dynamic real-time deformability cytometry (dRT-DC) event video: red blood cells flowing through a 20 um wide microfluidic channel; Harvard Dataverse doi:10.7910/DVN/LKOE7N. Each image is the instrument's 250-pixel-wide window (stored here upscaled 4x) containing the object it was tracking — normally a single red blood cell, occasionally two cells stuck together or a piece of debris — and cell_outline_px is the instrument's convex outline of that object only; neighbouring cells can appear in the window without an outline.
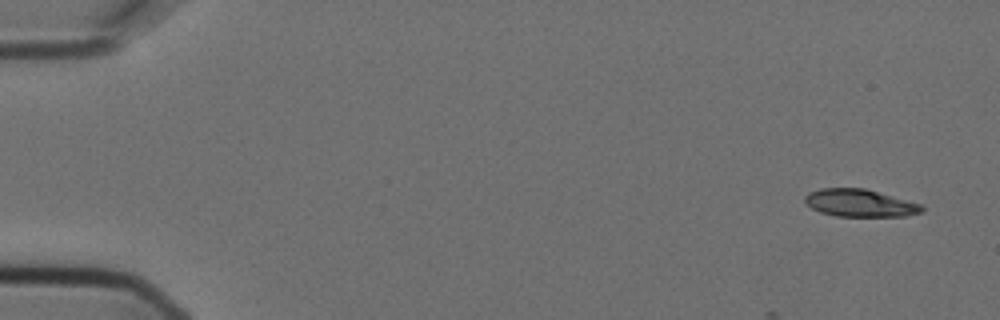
{"species": "Egyptian fruit bat (a non-hibernating species)", "species_latin": "Rousettus aegyptiacus", "temperature_condition": "cold", "stored_images_in_passage": 5, "camera_frame_rate_fps": 3000, "um_per_image_px": 0.085, "animal": {"sex": "female"}, "frame": {"image": 1, "passage_image": 1, "time_ms": 0.0, "image_size_px": [1000, 320], "cell_outline_px": [[924, 212], [904, 216], [836, 216], [820, 212], [812, 208], [804, 200], [804, 196], [808, 192], [820, 188], [864, 188], [924, 204]], "centroid_in_image_um": [73.12, 17.25], "position_along_channel_um": 11.9, "area_um2": 18.9}}
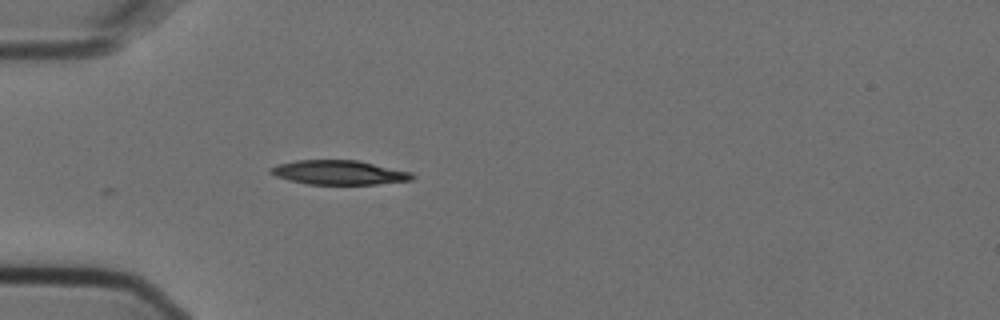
{"frame": {"image": 2, "passage_image": 5, "time_ms": 1.333, "image_size_px": [1000, 320], "cell_outline_px": [[416, 176], [412, 180], [376, 184], [308, 184], [288, 180], [276, 176], [268, 172], [268, 168], [280, 164], [296, 160], [360, 160], [412, 172]], "centroid_in_image_um": [28.83, 14.66], "position_along_channel_um": 56.2, "area_um2": 20.17}}